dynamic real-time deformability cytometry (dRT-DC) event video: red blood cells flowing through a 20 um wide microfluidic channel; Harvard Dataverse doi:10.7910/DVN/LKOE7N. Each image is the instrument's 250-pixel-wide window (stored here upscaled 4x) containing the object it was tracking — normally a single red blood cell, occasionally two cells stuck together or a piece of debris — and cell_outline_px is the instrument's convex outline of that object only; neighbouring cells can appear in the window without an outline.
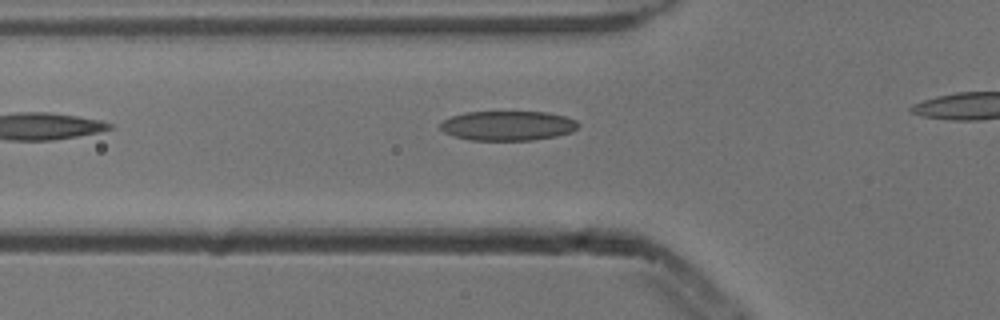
{"species": "common noctule bat (a hibernating species)", "species_latin": "Nyctalus noctula", "temperature_condition": "cold", "stored_images_in_passage": 5, "segment_of_instrument_passage": [1, 2], "camera_frame_rate_fps": 3000, "um_per_image_px": 0.085, "animal": {"sex": "male", "body_mass_g": 13.3}, "frame": {"image": 1, "passage_image": 4, "time_ms": 1.0, "image_size_px": [1000, 320], "cell_outline_px": [[580, 128], [572, 132], [556, 136], [532, 140], [468, 140], [452, 136], [444, 132], [440, 128], [440, 124], [444, 120], [452, 116], [464, 112], [548, 112], [564, 116], [576, 120], [580, 124]], "centroid_in_image_um": [43.18, 10.69], "position_along_channel_um": 82.6, "area_um2": 23.99}}